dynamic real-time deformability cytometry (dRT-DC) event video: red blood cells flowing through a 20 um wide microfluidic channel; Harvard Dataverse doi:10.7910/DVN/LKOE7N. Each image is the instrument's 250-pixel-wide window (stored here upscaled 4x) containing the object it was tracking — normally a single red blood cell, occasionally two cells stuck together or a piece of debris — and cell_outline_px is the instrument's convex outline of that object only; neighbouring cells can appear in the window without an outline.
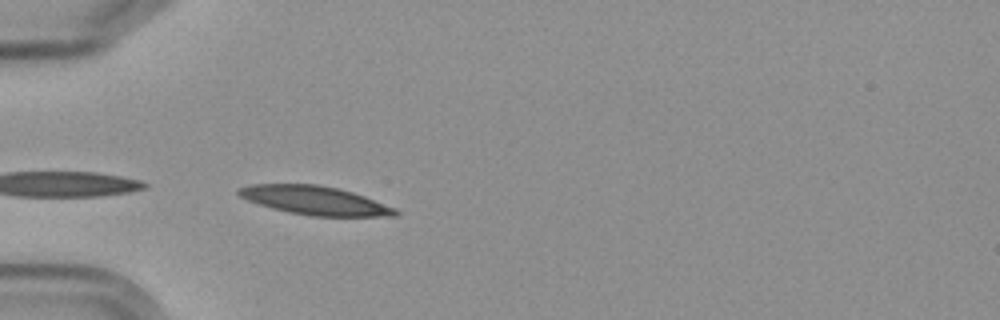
{"species": "Egyptian fruit bat (a non-hibernating species)", "species_latin": "Rousettus aegyptiacus", "temperature_condition": "cold", "stored_images_in_passage": 4, "camera_frame_rate_fps": 3000, "um_per_image_px": 0.085, "frame": {"image": 1, "passage_image": 4, "time_ms": 3.333, "image_size_px": [1000, 320], "cell_outline_px": [[400, 212], [396, 216], [312, 216], [288, 212], [272, 208], [248, 200], [240, 196], [236, 192], [236, 188], [252, 184], [316, 184], [336, 188], [352, 192], [364, 196], [396, 208]], "centroid_in_image_um": [26.76, 17.03], "position_along_channel_um": 58.2, "area_um2": 26.07}}